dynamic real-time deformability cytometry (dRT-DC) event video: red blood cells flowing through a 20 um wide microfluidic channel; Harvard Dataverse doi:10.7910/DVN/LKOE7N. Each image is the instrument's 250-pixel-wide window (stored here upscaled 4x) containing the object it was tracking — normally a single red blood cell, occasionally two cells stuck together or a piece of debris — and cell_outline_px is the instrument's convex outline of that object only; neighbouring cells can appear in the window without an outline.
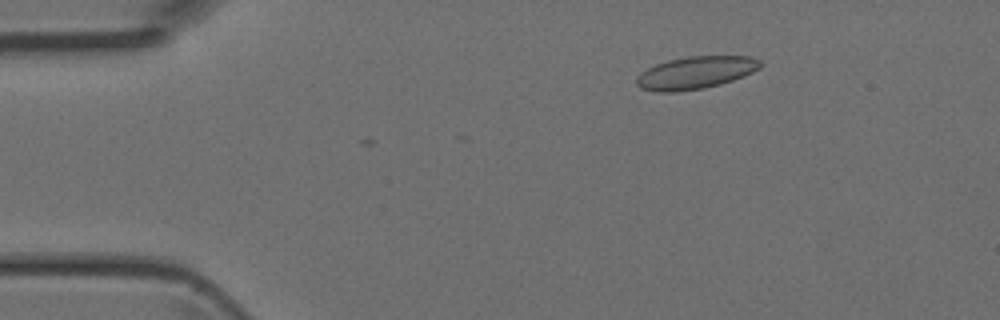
{"species": "Egyptian fruit bat (a non-hibernating species)", "species_latin": "Rousettus aegyptiacus", "temperature_condition": "room temperature", "stored_images_in_passage": 3, "camera_frame_rate_fps": 3000, "um_per_image_px": 0.085, "animal": {"sex": "female"}, "frame": {"image": 1, "passage_image": 1, "time_ms": 0.0, "image_size_px": [1000, 320], "cell_outline_px": [[764, 64], [760, 68], [744, 76], [720, 84], [704, 88], [676, 92], [656, 92], [640, 88], [636, 84], [636, 76], [640, 72], [656, 64], [668, 60], [688, 56], [748, 56], [760, 60]], "centroid_in_image_um": [59.11, 6.18], "position_along_channel_um": 25.9, "area_um2": 23.58}}